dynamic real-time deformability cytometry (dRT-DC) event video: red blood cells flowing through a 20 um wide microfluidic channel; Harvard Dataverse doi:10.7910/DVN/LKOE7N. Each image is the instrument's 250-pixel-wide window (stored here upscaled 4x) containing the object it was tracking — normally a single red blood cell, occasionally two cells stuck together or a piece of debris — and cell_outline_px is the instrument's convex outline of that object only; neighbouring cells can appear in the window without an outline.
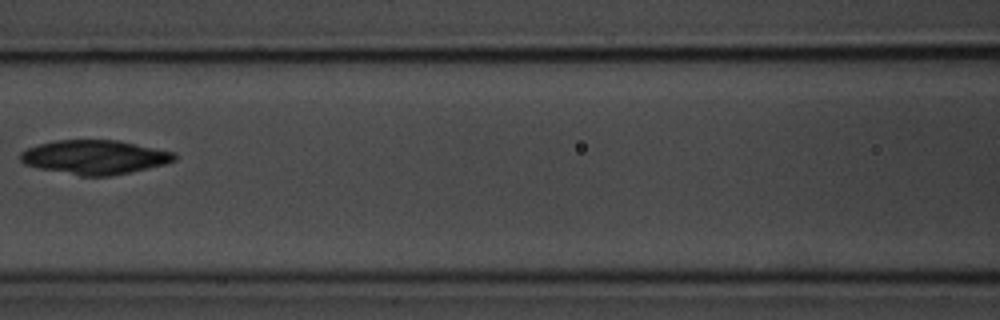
{"species": "common noctule bat (a hibernating species)", "species_latin": "Nyctalus noctula", "temperature_condition": "room temperature", "stored_images_in_passage": 8, "camera_frame_rate_fps": 3000, "um_per_image_px": 0.085, "animal": {"sex": "male", "body_mass_g": 20.1, "forearm_length_mm": 53.5}, "frame": {"image": 1, "passage_image": 8, "time_ms": 8.0, "image_size_px": [1000, 320], "cell_outline_px": [[176, 160], [164, 164], [148, 168], [108, 176], [80, 176], [40, 168], [24, 164], [20, 160], [20, 152], [28, 148], [40, 144], [56, 140], [120, 140], [176, 152]], "centroid_in_image_um": [8.07, 13.35], "position_along_channel_um": 158.5, "area_um2": 30.58}}